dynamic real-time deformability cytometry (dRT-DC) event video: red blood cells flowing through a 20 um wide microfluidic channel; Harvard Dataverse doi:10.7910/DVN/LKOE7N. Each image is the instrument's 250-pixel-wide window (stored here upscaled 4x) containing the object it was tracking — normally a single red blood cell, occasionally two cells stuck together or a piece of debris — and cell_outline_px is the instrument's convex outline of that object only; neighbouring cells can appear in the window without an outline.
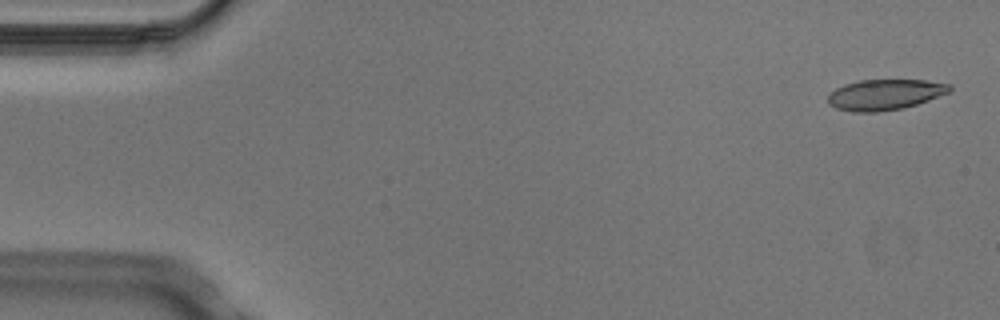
{"species": "Egyptian fruit bat (a non-hibernating species)", "species_latin": "Rousettus aegyptiacus", "temperature_condition": "cold", "stored_images_in_passage": 5, "camera_frame_rate_fps": 3000, "um_per_image_px": 0.085, "animal": {"sex": "male"}, "frame": {"image": 1, "passage_image": 1, "time_ms": 0.0, "image_size_px": [1000, 320], "cell_outline_px": [[952, 88], [948, 92], [928, 100], [904, 108], [876, 112], [852, 112], [836, 108], [828, 104], [828, 96], [836, 88], [844, 84], [860, 80], [924, 80], [948, 84]], "centroid_in_image_um": [75.17, 8.04], "position_along_channel_um": 9.8, "area_um2": 21.56}}
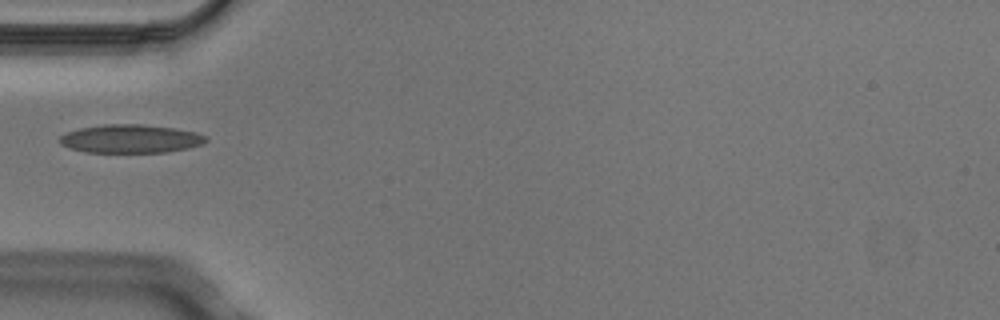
{"frame": {"image": 2, "passage_image": 4, "time_ms": 1.0, "image_size_px": [1000, 320], "cell_outline_px": [[208, 140], [204, 144], [188, 148], [168, 152], [84, 152], [68, 148], [60, 144], [60, 136], [64, 132], [80, 128], [104, 124], [144, 124], [172, 128], [196, 132], [208, 136]], "centroid_in_image_um": [11.1, 11.79], "position_along_channel_um": 73.9, "area_um2": 24.45}}
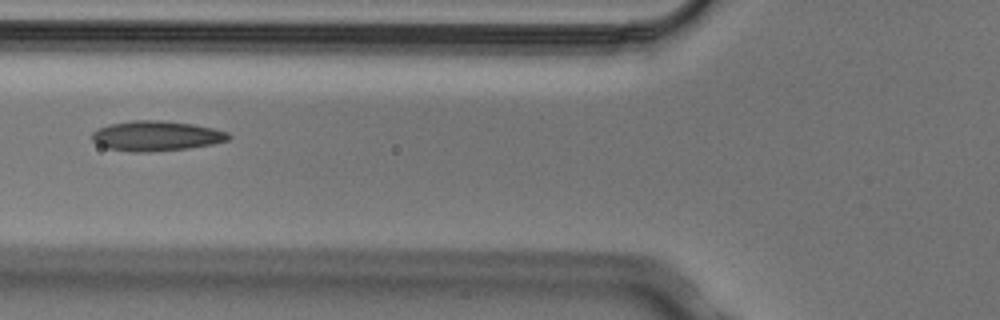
{"frame": {"image": 3, "passage_image": 5, "time_ms": 1.333, "image_size_px": [1000, 320], "cell_outline_px": [[232, 136], [228, 140], [212, 144], [188, 148], [152, 152], [132, 152], [108, 148], [96, 144], [92, 140], [92, 132], [96, 128], [108, 124], [132, 120], [160, 120], [192, 124], [212, 128], [228, 132]], "centroid_in_image_um": [13.24, 11.55], "position_along_channel_um": 112.6, "area_um2": 24.04}}